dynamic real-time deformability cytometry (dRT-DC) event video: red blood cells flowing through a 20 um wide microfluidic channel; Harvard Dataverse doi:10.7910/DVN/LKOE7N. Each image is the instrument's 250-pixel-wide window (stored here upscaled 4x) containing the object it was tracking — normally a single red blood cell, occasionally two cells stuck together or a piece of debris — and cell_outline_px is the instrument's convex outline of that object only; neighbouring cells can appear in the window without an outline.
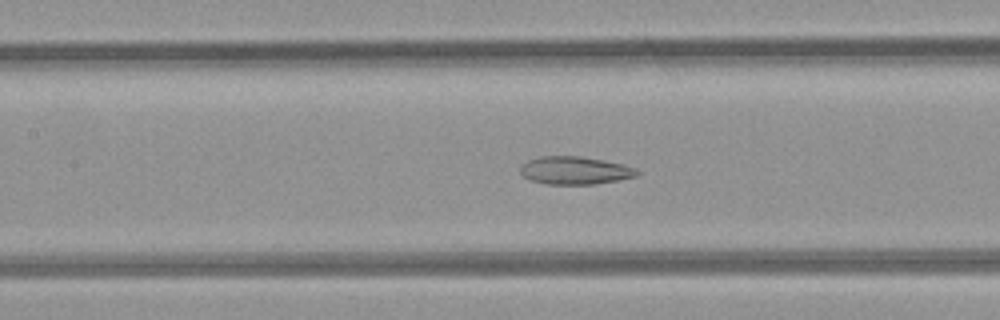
{"species": "common noctule bat (a hibernating species)", "species_latin": "Nyctalus noctula", "temperature_condition": "room temperature", "stored_images_in_passage": 43, "camera_frame_rate_fps": 3000, "um_per_image_px": 0.085, "animal": {"sex": "female", "body_mass_g": 21.9}, "frame": {"image": 1, "passage_image": 16, "time_ms": 5.0, "image_size_px": [1000, 320], "cell_outline_px": [[640, 172], [636, 176], [620, 180], [592, 184], [544, 184], [532, 180], [524, 176], [520, 172], [520, 164], [528, 160], [540, 156], [580, 156], [604, 160], [624, 164]], "centroid_in_image_um": [48.84, 14.48], "position_along_channel_um": 158.6, "area_um2": 18.96}}
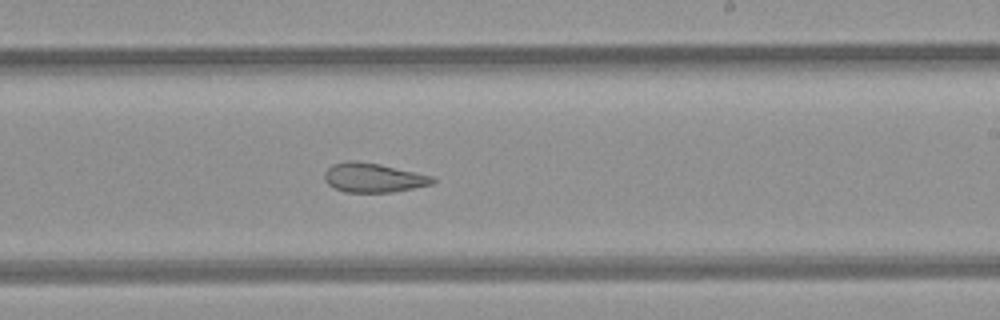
{"frame": {"image": 2, "passage_image": 23, "time_ms": 7.333, "image_size_px": [1000, 320], "cell_outline_px": [[436, 180], [432, 184], [392, 192], [344, 192], [332, 188], [324, 180], [324, 172], [332, 164], [348, 160], [356, 160], [380, 164], [432, 176]], "centroid_in_image_um": [31.67, 15.1], "position_along_channel_um": 257.3, "area_um2": 18.5}}
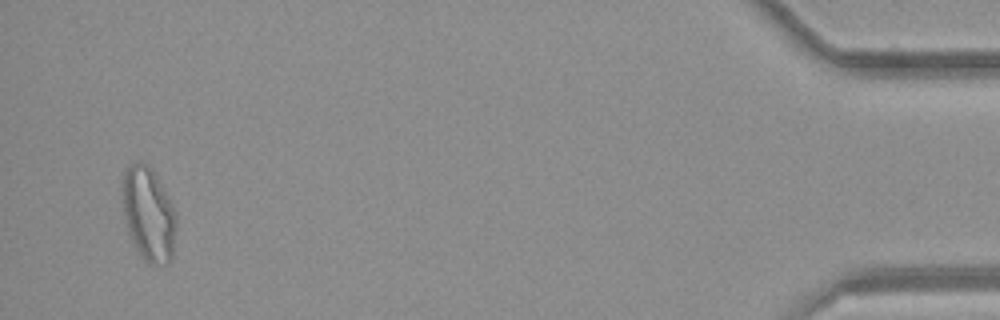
{"frame": {"image": 3, "passage_image": 41, "time_ms": 13.333, "image_size_px": [1000, 320], "cell_outline_px": [[176, 228], [172, 256], [168, 264], [148, 264], [140, 256], [128, 236], [124, 220], [120, 192], [120, 184], [124, 172], [132, 164], [140, 160], [144, 160], [156, 176], [168, 196], [176, 212]], "centroid_in_image_um": [12.58, 18.2], "position_along_channel_um": 422.6, "area_um2": 30.23}, "authors_computed_cell_mechanics": {"area_um2": 21.9062, "velocity_mm_per_s": 4.2347, "shape_relaxation_time_tau1_ms": null, "shape_relaxation_time_tau2_ms": 3.1897, "deformation_change_tau1": null, "deformation_change_tau2": 0.1132}}